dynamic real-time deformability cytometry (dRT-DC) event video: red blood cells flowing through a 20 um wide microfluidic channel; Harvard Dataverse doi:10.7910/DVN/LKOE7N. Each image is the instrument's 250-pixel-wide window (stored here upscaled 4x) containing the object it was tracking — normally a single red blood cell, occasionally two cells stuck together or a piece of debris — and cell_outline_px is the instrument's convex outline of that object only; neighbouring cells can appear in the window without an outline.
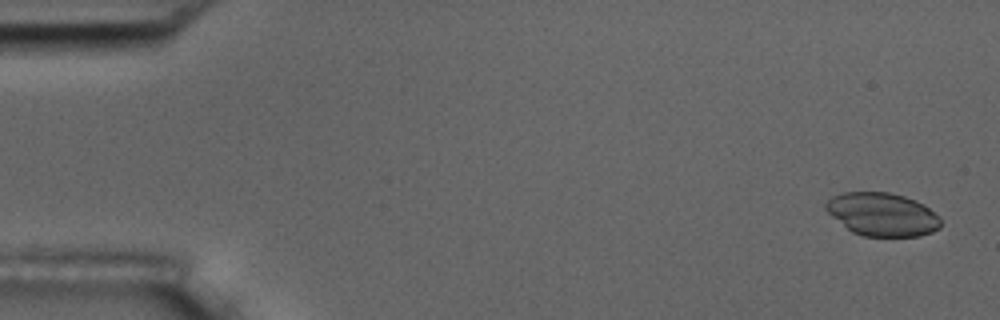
{"species": "common noctule bat (a hibernating species)", "species_latin": "Nyctalus noctula", "temperature_condition": "room temperature", "stored_images_in_passage": 5, "camera_frame_rate_fps": 3000, "um_per_image_px": 0.085, "animal": {"sex": "male", "body_mass_g": 17.5, "forearm_length_mm": 52.3}, "frame": {"image": 1, "passage_image": 1, "time_ms": 0.0, "image_size_px": [1000, 320], "cell_outline_px": [[940, 228], [932, 232], [920, 236], [864, 236], [852, 232], [832, 216], [824, 208], [824, 204], [832, 196], [844, 192], [888, 192], [904, 196], [916, 200], [924, 204], [940, 216]], "centroid_in_image_um": [75.01, 18.22], "position_along_channel_um": 10.0, "area_um2": 29.02}}